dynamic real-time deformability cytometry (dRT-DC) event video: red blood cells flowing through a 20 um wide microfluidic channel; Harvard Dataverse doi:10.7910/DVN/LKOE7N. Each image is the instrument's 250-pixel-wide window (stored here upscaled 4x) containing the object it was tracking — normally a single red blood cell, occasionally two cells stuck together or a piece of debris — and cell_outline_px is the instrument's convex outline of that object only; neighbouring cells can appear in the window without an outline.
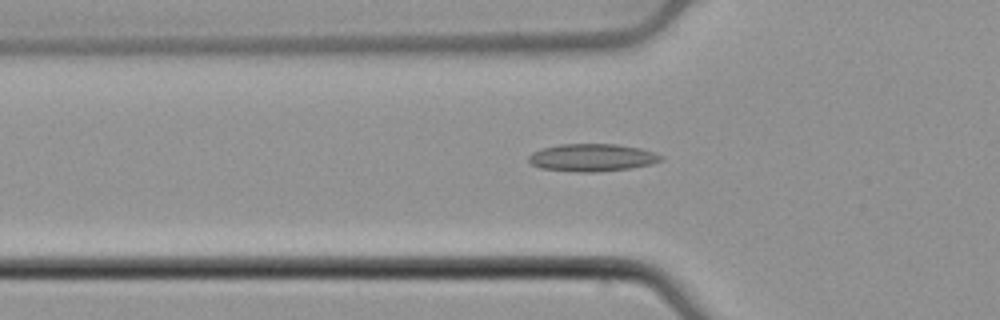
{"species": "common noctule bat (a hibernating species)", "species_latin": "Nyctalus noctula", "temperature_condition": "cold", "stored_images_in_passage": 47, "camera_frame_rate_fps": 3000, "um_per_image_px": 0.085, "animal": {"sex": "male", "body_mass_g": 21.5, "forearm_length_mm": 52.0}, "frame": {"image": 1, "passage_image": 17, "time_ms": 5.333, "image_size_px": [1000, 320], "cell_outline_px": [[664, 160], [648, 164], [628, 168], [596, 172], [580, 172], [540, 168], [532, 164], [528, 160], [528, 156], [532, 152], [544, 148], [560, 144], [616, 144], [640, 148], [656, 152], [664, 156]], "centroid_in_image_um": [50.35, 13.39], "position_along_channel_um": 75.5, "area_um2": 21.15}}
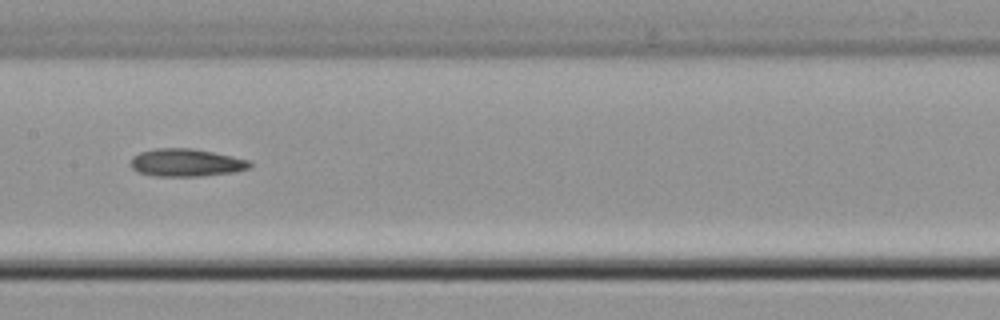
{"frame": {"image": 2, "passage_image": 26, "time_ms": 8.333, "image_size_px": [1000, 320], "cell_outline_px": [[252, 168], [236, 172], [200, 176], [156, 176], [136, 172], [132, 168], [132, 156], [140, 152], [156, 148], [192, 148], [232, 156], [248, 160], [252, 164]], "centroid_in_image_um": [15.84, 13.83], "position_along_channel_um": 191.6, "area_um2": 19.31}}
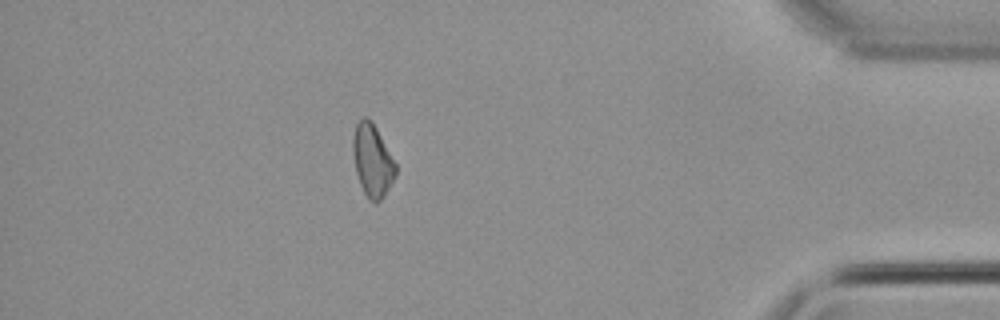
{"frame": {"image": 3, "passage_image": 46, "time_ms": 15.0, "image_size_px": [1000, 320], "cell_outline_px": [[396, 176], [384, 196], [376, 204], [368, 200], [360, 184], [356, 172], [352, 148], [352, 140], [356, 124], [364, 116], [368, 116], [372, 120], [396, 164]], "centroid_in_image_um": [31.65, 13.65], "position_along_channel_um": 403.6, "area_um2": 18.09}}